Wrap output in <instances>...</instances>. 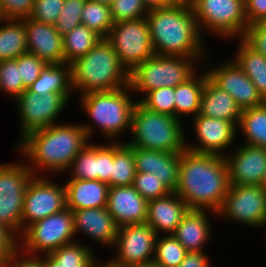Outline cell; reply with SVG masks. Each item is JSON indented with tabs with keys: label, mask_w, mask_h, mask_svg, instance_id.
I'll return each instance as SVG.
<instances>
[{
	"label": "cell",
	"mask_w": 266,
	"mask_h": 267,
	"mask_svg": "<svg viewBox=\"0 0 266 267\" xmlns=\"http://www.w3.org/2000/svg\"><path fill=\"white\" fill-rule=\"evenodd\" d=\"M229 188V171L224 156L188 149L180 153L175 192L189 209L209 210L217 216Z\"/></svg>",
	"instance_id": "1"
},
{
	"label": "cell",
	"mask_w": 266,
	"mask_h": 267,
	"mask_svg": "<svg viewBox=\"0 0 266 267\" xmlns=\"http://www.w3.org/2000/svg\"><path fill=\"white\" fill-rule=\"evenodd\" d=\"M88 142L82 124L63 123L29 132L14 150H19L24 159L27 158L30 163L26 165L33 175H37L38 168L58 174L68 170Z\"/></svg>",
	"instance_id": "2"
},
{
	"label": "cell",
	"mask_w": 266,
	"mask_h": 267,
	"mask_svg": "<svg viewBox=\"0 0 266 267\" xmlns=\"http://www.w3.org/2000/svg\"><path fill=\"white\" fill-rule=\"evenodd\" d=\"M146 19L156 55L206 57L192 8L169 5L150 9Z\"/></svg>",
	"instance_id": "3"
},
{
	"label": "cell",
	"mask_w": 266,
	"mask_h": 267,
	"mask_svg": "<svg viewBox=\"0 0 266 267\" xmlns=\"http://www.w3.org/2000/svg\"><path fill=\"white\" fill-rule=\"evenodd\" d=\"M71 85L81 95L113 91L129 85V72L111 42L101 38L86 55L71 63Z\"/></svg>",
	"instance_id": "4"
},
{
	"label": "cell",
	"mask_w": 266,
	"mask_h": 267,
	"mask_svg": "<svg viewBox=\"0 0 266 267\" xmlns=\"http://www.w3.org/2000/svg\"><path fill=\"white\" fill-rule=\"evenodd\" d=\"M129 90V92H128ZM130 85L113 91L90 92L80 95L81 106L94 125L82 124L90 140L95 126L106 139H115L126 129H131V118L137 100L129 96ZM110 137V138H109Z\"/></svg>",
	"instance_id": "5"
},
{
	"label": "cell",
	"mask_w": 266,
	"mask_h": 267,
	"mask_svg": "<svg viewBox=\"0 0 266 267\" xmlns=\"http://www.w3.org/2000/svg\"><path fill=\"white\" fill-rule=\"evenodd\" d=\"M182 122L171 115L145 108L139 100L131 118L132 140L128 146L169 153H181L187 149Z\"/></svg>",
	"instance_id": "6"
},
{
	"label": "cell",
	"mask_w": 266,
	"mask_h": 267,
	"mask_svg": "<svg viewBox=\"0 0 266 267\" xmlns=\"http://www.w3.org/2000/svg\"><path fill=\"white\" fill-rule=\"evenodd\" d=\"M206 57L160 56L154 54L150 59L137 65L129 73L132 92L144 95L161 87H176L189 79L196 71L195 61Z\"/></svg>",
	"instance_id": "7"
},
{
	"label": "cell",
	"mask_w": 266,
	"mask_h": 267,
	"mask_svg": "<svg viewBox=\"0 0 266 267\" xmlns=\"http://www.w3.org/2000/svg\"><path fill=\"white\" fill-rule=\"evenodd\" d=\"M74 236L73 212L66 207L29 225L19 236V248L30 255L37 256L39 252L50 254L63 245L77 241Z\"/></svg>",
	"instance_id": "8"
},
{
	"label": "cell",
	"mask_w": 266,
	"mask_h": 267,
	"mask_svg": "<svg viewBox=\"0 0 266 267\" xmlns=\"http://www.w3.org/2000/svg\"><path fill=\"white\" fill-rule=\"evenodd\" d=\"M192 10L201 34L207 30L227 39L246 33L244 0H195Z\"/></svg>",
	"instance_id": "9"
},
{
	"label": "cell",
	"mask_w": 266,
	"mask_h": 267,
	"mask_svg": "<svg viewBox=\"0 0 266 267\" xmlns=\"http://www.w3.org/2000/svg\"><path fill=\"white\" fill-rule=\"evenodd\" d=\"M33 173L25 163L0 164V224L22 235V210ZM19 233V234H18Z\"/></svg>",
	"instance_id": "10"
},
{
	"label": "cell",
	"mask_w": 266,
	"mask_h": 267,
	"mask_svg": "<svg viewBox=\"0 0 266 267\" xmlns=\"http://www.w3.org/2000/svg\"><path fill=\"white\" fill-rule=\"evenodd\" d=\"M107 39L129 73L155 54L146 17L114 23Z\"/></svg>",
	"instance_id": "11"
},
{
	"label": "cell",
	"mask_w": 266,
	"mask_h": 267,
	"mask_svg": "<svg viewBox=\"0 0 266 267\" xmlns=\"http://www.w3.org/2000/svg\"><path fill=\"white\" fill-rule=\"evenodd\" d=\"M218 217L251 227L266 226V191L261 185H230Z\"/></svg>",
	"instance_id": "12"
},
{
	"label": "cell",
	"mask_w": 266,
	"mask_h": 267,
	"mask_svg": "<svg viewBox=\"0 0 266 267\" xmlns=\"http://www.w3.org/2000/svg\"><path fill=\"white\" fill-rule=\"evenodd\" d=\"M66 207L65 185L51 182V179L43 175H33L27 185L23 203L22 232L36 221L60 212Z\"/></svg>",
	"instance_id": "13"
},
{
	"label": "cell",
	"mask_w": 266,
	"mask_h": 267,
	"mask_svg": "<svg viewBox=\"0 0 266 267\" xmlns=\"http://www.w3.org/2000/svg\"><path fill=\"white\" fill-rule=\"evenodd\" d=\"M71 94L48 93L37 95L27 89L18 96L21 138L29 132L54 125L59 114L67 107Z\"/></svg>",
	"instance_id": "14"
},
{
	"label": "cell",
	"mask_w": 266,
	"mask_h": 267,
	"mask_svg": "<svg viewBox=\"0 0 266 267\" xmlns=\"http://www.w3.org/2000/svg\"><path fill=\"white\" fill-rule=\"evenodd\" d=\"M157 236L147 223L119 227L114 244L117 256L108 262L114 267L153 262Z\"/></svg>",
	"instance_id": "15"
},
{
	"label": "cell",
	"mask_w": 266,
	"mask_h": 267,
	"mask_svg": "<svg viewBox=\"0 0 266 267\" xmlns=\"http://www.w3.org/2000/svg\"><path fill=\"white\" fill-rule=\"evenodd\" d=\"M207 74L218 87L233 97L241 110L254 108L266 102L234 60L207 70Z\"/></svg>",
	"instance_id": "16"
},
{
	"label": "cell",
	"mask_w": 266,
	"mask_h": 267,
	"mask_svg": "<svg viewBox=\"0 0 266 267\" xmlns=\"http://www.w3.org/2000/svg\"><path fill=\"white\" fill-rule=\"evenodd\" d=\"M230 185H260L266 169V148L239 145L225 154Z\"/></svg>",
	"instance_id": "17"
},
{
	"label": "cell",
	"mask_w": 266,
	"mask_h": 267,
	"mask_svg": "<svg viewBox=\"0 0 266 267\" xmlns=\"http://www.w3.org/2000/svg\"><path fill=\"white\" fill-rule=\"evenodd\" d=\"M193 122L199 143L195 146L188 144L187 149L197 153L225 156L222 151L236 139L238 127L230 121L199 114L194 117Z\"/></svg>",
	"instance_id": "18"
},
{
	"label": "cell",
	"mask_w": 266,
	"mask_h": 267,
	"mask_svg": "<svg viewBox=\"0 0 266 267\" xmlns=\"http://www.w3.org/2000/svg\"><path fill=\"white\" fill-rule=\"evenodd\" d=\"M27 50L46 64H62L63 37L53 25L25 18Z\"/></svg>",
	"instance_id": "19"
},
{
	"label": "cell",
	"mask_w": 266,
	"mask_h": 267,
	"mask_svg": "<svg viewBox=\"0 0 266 267\" xmlns=\"http://www.w3.org/2000/svg\"><path fill=\"white\" fill-rule=\"evenodd\" d=\"M148 201L133 187H110L107 210L118 227L146 223Z\"/></svg>",
	"instance_id": "20"
},
{
	"label": "cell",
	"mask_w": 266,
	"mask_h": 267,
	"mask_svg": "<svg viewBox=\"0 0 266 267\" xmlns=\"http://www.w3.org/2000/svg\"><path fill=\"white\" fill-rule=\"evenodd\" d=\"M134 162L137 172L154 173L171 192H175L179 181L180 153L134 147Z\"/></svg>",
	"instance_id": "21"
},
{
	"label": "cell",
	"mask_w": 266,
	"mask_h": 267,
	"mask_svg": "<svg viewBox=\"0 0 266 267\" xmlns=\"http://www.w3.org/2000/svg\"><path fill=\"white\" fill-rule=\"evenodd\" d=\"M74 231L84 232L88 238L102 246H114L118 234V225L108 212L107 207L75 210Z\"/></svg>",
	"instance_id": "22"
},
{
	"label": "cell",
	"mask_w": 266,
	"mask_h": 267,
	"mask_svg": "<svg viewBox=\"0 0 266 267\" xmlns=\"http://www.w3.org/2000/svg\"><path fill=\"white\" fill-rule=\"evenodd\" d=\"M189 210L186 202L176 193L148 201L146 223L158 234H172Z\"/></svg>",
	"instance_id": "23"
},
{
	"label": "cell",
	"mask_w": 266,
	"mask_h": 267,
	"mask_svg": "<svg viewBox=\"0 0 266 267\" xmlns=\"http://www.w3.org/2000/svg\"><path fill=\"white\" fill-rule=\"evenodd\" d=\"M208 211L189 209L183 216L172 235L183 245L187 252H203L204 245L211 237V223Z\"/></svg>",
	"instance_id": "24"
},
{
	"label": "cell",
	"mask_w": 266,
	"mask_h": 267,
	"mask_svg": "<svg viewBox=\"0 0 266 267\" xmlns=\"http://www.w3.org/2000/svg\"><path fill=\"white\" fill-rule=\"evenodd\" d=\"M241 114L242 110L233 97L218 87L207 74L199 115L230 121L238 127Z\"/></svg>",
	"instance_id": "25"
},
{
	"label": "cell",
	"mask_w": 266,
	"mask_h": 267,
	"mask_svg": "<svg viewBox=\"0 0 266 267\" xmlns=\"http://www.w3.org/2000/svg\"><path fill=\"white\" fill-rule=\"evenodd\" d=\"M67 208L71 211L107 207L110 186L99 180L70 179L65 184Z\"/></svg>",
	"instance_id": "26"
},
{
	"label": "cell",
	"mask_w": 266,
	"mask_h": 267,
	"mask_svg": "<svg viewBox=\"0 0 266 267\" xmlns=\"http://www.w3.org/2000/svg\"><path fill=\"white\" fill-rule=\"evenodd\" d=\"M27 90L39 96L48 93L71 94L74 92L71 85V64H47Z\"/></svg>",
	"instance_id": "27"
},
{
	"label": "cell",
	"mask_w": 266,
	"mask_h": 267,
	"mask_svg": "<svg viewBox=\"0 0 266 267\" xmlns=\"http://www.w3.org/2000/svg\"><path fill=\"white\" fill-rule=\"evenodd\" d=\"M196 73L174 88L175 117L179 120L182 115L192 114L195 117L199 114L201 96L207 80V71L203 72L202 75Z\"/></svg>",
	"instance_id": "28"
},
{
	"label": "cell",
	"mask_w": 266,
	"mask_h": 267,
	"mask_svg": "<svg viewBox=\"0 0 266 267\" xmlns=\"http://www.w3.org/2000/svg\"><path fill=\"white\" fill-rule=\"evenodd\" d=\"M233 59L249 77L259 94L266 101V57L256 52L242 38Z\"/></svg>",
	"instance_id": "29"
},
{
	"label": "cell",
	"mask_w": 266,
	"mask_h": 267,
	"mask_svg": "<svg viewBox=\"0 0 266 267\" xmlns=\"http://www.w3.org/2000/svg\"><path fill=\"white\" fill-rule=\"evenodd\" d=\"M1 22L3 24L0 26V61L17 59L27 53L25 18L3 19Z\"/></svg>",
	"instance_id": "30"
},
{
	"label": "cell",
	"mask_w": 266,
	"mask_h": 267,
	"mask_svg": "<svg viewBox=\"0 0 266 267\" xmlns=\"http://www.w3.org/2000/svg\"><path fill=\"white\" fill-rule=\"evenodd\" d=\"M62 37L66 64H71L76 59L86 55L102 38L83 24L74 27Z\"/></svg>",
	"instance_id": "31"
},
{
	"label": "cell",
	"mask_w": 266,
	"mask_h": 267,
	"mask_svg": "<svg viewBox=\"0 0 266 267\" xmlns=\"http://www.w3.org/2000/svg\"><path fill=\"white\" fill-rule=\"evenodd\" d=\"M114 141V157L111 169V187L133 185L136 176L134 147Z\"/></svg>",
	"instance_id": "32"
},
{
	"label": "cell",
	"mask_w": 266,
	"mask_h": 267,
	"mask_svg": "<svg viewBox=\"0 0 266 267\" xmlns=\"http://www.w3.org/2000/svg\"><path fill=\"white\" fill-rule=\"evenodd\" d=\"M238 126L246 138L244 144L266 148V102L242 110Z\"/></svg>",
	"instance_id": "33"
},
{
	"label": "cell",
	"mask_w": 266,
	"mask_h": 267,
	"mask_svg": "<svg viewBox=\"0 0 266 267\" xmlns=\"http://www.w3.org/2000/svg\"><path fill=\"white\" fill-rule=\"evenodd\" d=\"M81 23L102 38H107L114 25L110 6L86 0L81 12Z\"/></svg>",
	"instance_id": "34"
},
{
	"label": "cell",
	"mask_w": 266,
	"mask_h": 267,
	"mask_svg": "<svg viewBox=\"0 0 266 267\" xmlns=\"http://www.w3.org/2000/svg\"><path fill=\"white\" fill-rule=\"evenodd\" d=\"M93 252L89 247L75 241L61 246L50 255L61 267H94L99 261Z\"/></svg>",
	"instance_id": "35"
},
{
	"label": "cell",
	"mask_w": 266,
	"mask_h": 267,
	"mask_svg": "<svg viewBox=\"0 0 266 267\" xmlns=\"http://www.w3.org/2000/svg\"><path fill=\"white\" fill-rule=\"evenodd\" d=\"M157 236L153 262L159 267H178L187 253L183 245L172 235Z\"/></svg>",
	"instance_id": "36"
},
{
	"label": "cell",
	"mask_w": 266,
	"mask_h": 267,
	"mask_svg": "<svg viewBox=\"0 0 266 267\" xmlns=\"http://www.w3.org/2000/svg\"><path fill=\"white\" fill-rule=\"evenodd\" d=\"M70 169L71 179L98 180V145L88 142L74 158Z\"/></svg>",
	"instance_id": "37"
},
{
	"label": "cell",
	"mask_w": 266,
	"mask_h": 267,
	"mask_svg": "<svg viewBox=\"0 0 266 267\" xmlns=\"http://www.w3.org/2000/svg\"><path fill=\"white\" fill-rule=\"evenodd\" d=\"M140 103L147 109L175 117L174 87H161L146 93Z\"/></svg>",
	"instance_id": "38"
},
{
	"label": "cell",
	"mask_w": 266,
	"mask_h": 267,
	"mask_svg": "<svg viewBox=\"0 0 266 267\" xmlns=\"http://www.w3.org/2000/svg\"><path fill=\"white\" fill-rule=\"evenodd\" d=\"M26 89L17 68V59L0 61V91L12 95L15 100Z\"/></svg>",
	"instance_id": "39"
},
{
	"label": "cell",
	"mask_w": 266,
	"mask_h": 267,
	"mask_svg": "<svg viewBox=\"0 0 266 267\" xmlns=\"http://www.w3.org/2000/svg\"><path fill=\"white\" fill-rule=\"evenodd\" d=\"M133 187L147 201L167 196L171 191L159 180L154 173L137 172L134 178Z\"/></svg>",
	"instance_id": "40"
},
{
	"label": "cell",
	"mask_w": 266,
	"mask_h": 267,
	"mask_svg": "<svg viewBox=\"0 0 266 267\" xmlns=\"http://www.w3.org/2000/svg\"><path fill=\"white\" fill-rule=\"evenodd\" d=\"M86 0H65L60 11L55 29L63 36L81 23V12Z\"/></svg>",
	"instance_id": "41"
},
{
	"label": "cell",
	"mask_w": 266,
	"mask_h": 267,
	"mask_svg": "<svg viewBox=\"0 0 266 267\" xmlns=\"http://www.w3.org/2000/svg\"><path fill=\"white\" fill-rule=\"evenodd\" d=\"M110 10L114 23L144 18L149 11L142 0H113Z\"/></svg>",
	"instance_id": "42"
},
{
	"label": "cell",
	"mask_w": 266,
	"mask_h": 267,
	"mask_svg": "<svg viewBox=\"0 0 266 267\" xmlns=\"http://www.w3.org/2000/svg\"><path fill=\"white\" fill-rule=\"evenodd\" d=\"M47 64L32 53H24L17 58V68L26 88H28L41 74Z\"/></svg>",
	"instance_id": "43"
},
{
	"label": "cell",
	"mask_w": 266,
	"mask_h": 267,
	"mask_svg": "<svg viewBox=\"0 0 266 267\" xmlns=\"http://www.w3.org/2000/svg\"><path fill=\"white\" fill-rule=\"evenodd\" d=\"M65 0H35L30 18L49 25H55Z\"/></svg>",
	"instance_id": "44"
},
{
	"label": "cell",
	"mask_w": 266,
	"mask_h": 267,
	"mask_svg": "<svg viewBox=\"0 0 266 267\" xmlns=\"http://www.w3.org/2000/svg\"><path fill=\"white\" fill-rule=\"evenodd\" d=\"M35 0H0L4 19H24L30 17Z\"/></svg>",
	"instance_id": "45"
},
{
	"label": "cell",
	"mask_w": 266,
	"mask_h": 267,
	"mask_svg": "<svg viewBox=\"0 0 266 267\" xmlns=\"http://www.w3.org/2000/svg\"><path fill=\"white\" fill-rule=\"evenodd\" d=\"M114 157V142L98 145V180L111 187V169Z\"/></svg>",
	"instance_id": "46"
},
{
	"label": "cell",
	"mask_w": 266,
	"mask_h": 267,
	"mask_svg": "<svg viewBox=\"0 0 266 267\" xmlns=\"http://www.w3.org/2000/svg\"><path fill=\"white\" fill-rule=\"evenodd\" d=\"M242 39L256 52L266 57V22L249 25Z\"/></svg>",
	"instance_id": "47"
},
{
	"label": "cell",
	"mask_w": 266,
	"mask_h": 267,
	"mask_svg": "<svg viewBox=\"0 0 266 267\" xmlns=\"http://www.w3.org/2000/svg\"><path fill=\"white\" fill-rule=\"evenodd\" d=\"M19 237L0 224V267H4L7 260L19 249Z\"/></svg>",
	"instance_id": "48"
},
{
	"label": "cell",
	"mask_w": 266,
	"mask_h": 267,
	"mask_svg": "<svg viewBox=\"0 0 266 267\" xmlns=\"http://www.w3.org/2000/svg\"><path fill=\"white\" fill-rule=\"evenodd\" d=\"M244 5L248 26L266 22V0H244Z\"/></svg>",
	"instance_id": "49"
},
{
	"label": "cell",
	"mask_w": 266,
	"mask_h": 267,
	"mask_svg": "<svg viewBox=\"0 0 266 267\" xmlns=\"http://www.w3.org/2000/svg\"><path fill=\"white\" fill-rule=\"evenodd\" d=\"M19 250L20 248L7 260L4 267H44L42 257L38 258Z\"/></svg>",
	"instance_id": "50"
},
{
	"label": "cell",
	"mask_w": 266,
	"mask_h": 267,
	"mask_svg": "<svg viewBox=\"0 0 266 267\" xmlns=\"http://www.w3.org/2000/svg\"><path fill=\"white\" fill-rule=\"evenodd\" d=\"M211 261L205 252H187L178 267H210Z\"/></svg>",
	"instance_id": "51"
},
{
	"label": "cell",
	"mask_w": 266,
	"mask_h": 267,
	"mask_svg": "<svg viewBox=\"0 0 266 267\" xmlns=\"http://www.w3.org/2000/svg\"><path fill=\"white\" fill-rule=\"evenodd\" d=\"M195 0H164V7L166 6H185L192 8Z\"/></svg>",
	"instance_id": "52"
},
{
	"label": "cell",
	"mask_w": 266,
	"mask_h": 267,
	"mask_svg": "<svg viewBox=\"0 0 266 267\" xmlns=\"http://www.w3.org/2000/svg\"><path fill=\"white\" fill-rule=\"evenodd\" d=\"M142 1L148 10L164 7V0H142Z\"/></svg>",
	"instance_id": "53"
},
{
	"label": "cell",
	"mask_w": 266,
	"mask_h": 267,
	"mask_svg": "<svg viewBox=\"0 0 266 267\" xmlns=\"http://www.w3.org/2000/svg\"><path fill=\"white\" fill-rule=\"evenodd\" d=\"M42 259L44 267H61L60 263H58L50 254H45Z\"/></svg>",
	"instance_id": "54"
},
{
	"label": "cell",
	"mask_w": 266,
	"mask_h": 267,
	"mask_svg": "<svg viewBox=\"0 0 266 267\" xmlns=\"http://www.w3.org/2000/svg\"><path fill=\"white\" fill-rule=\"evenodd\" d=\"M129 267H159V266L154 262H150V263H147V264L132 265V266H129Z\"/></svg>",
	"instance_id": "55"
},
{
	"label": "cell",
	"mask_w": 266,
	"mask_h": 267,
	"mask_svg": "<svg viewBox=\"0 0 266 267\" xmlns=\"http://www.w3.org/2000/svg\"><path fill=\"white\" fill-rule=\"evenodd\" d=\"M260 185L266 191V169L264 171V175H263V178H262V181H261Z\"/></svg>",
	"instance_id": "56"
},
{
	"label": "cell",
	"mask_w": 266,
	"mask_h": 267,
	"mask_svg": "<svg viewBox=\"0 0 266 267\" xmlns=\"http://www.w3.org/2000/svg\"><path fill=\"white\" fill-rule=\"evenodd\" d=\"M90 1L99 2V3L110 6L113 0H90Z\"/></svg>",
	"instance_id": "57"
},
{
	"label": "cell",
	"mask_w": 266,
	"mask_h": 267,
	"mask_svg": "<svg viewBox=\"0 0 266 267\" xmlns=\"http://www.w3.org/2000/svg\"><path fill=\"white\" fill-rule=\"evenodd\" d=\"M100 262H98L94 267H114V266H112L109 262H107V263H100Z\"/></svg>",
	"instance_id": "58"
},
{
	"label": "cell",
	"mask_w": 266,
	"mask_h": 267,
	"mask_svg": "<svg viewBox=\"0 0 266 267\" xmlns=\"http://www.w3.org/2000/svg\"><path fill=\"white\" fill-rule=\"evenodd\" d=\"M4 17H3V14H2V9H1V6H0V21L3 20Z\"/></svg>",
	"instance_id": "59"
}]
</instances>
